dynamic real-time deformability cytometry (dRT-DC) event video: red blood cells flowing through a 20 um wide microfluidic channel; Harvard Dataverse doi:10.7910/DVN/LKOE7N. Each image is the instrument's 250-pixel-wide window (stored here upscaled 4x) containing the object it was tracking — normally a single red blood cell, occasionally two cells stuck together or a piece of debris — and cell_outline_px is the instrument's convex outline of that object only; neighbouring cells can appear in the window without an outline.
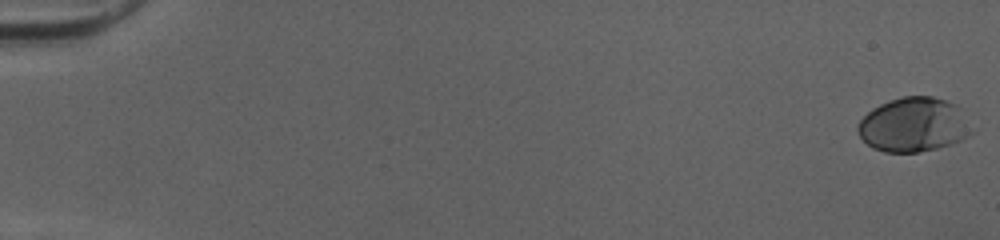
{"species": "human", "species_latin": "Homo sapiens", "temperature_condition": "cold", "stored_images_in_passage": 52, "camera_frame_rate_fps": 3000, "um_per_image_px": 0.085, "donor": {"sex": "female"}, "frame": {"image": 1, "passage_image": 1, "time_ms": 0.0, "image_size_px": [1000, 240], "cell_outline_px": [[976, 132], [952, 144], [920, 152], [884, 152], [872, 148], [860, 136], [856, 128], [860, 120], [872, 108], [880, 104], [904, 96], [932, 96], [956, 104], [960, 108]], "centroid_in_image_um": [77.69, 10.61], "position_along_channel_um": 7.3, "area_um2": 36.18}}
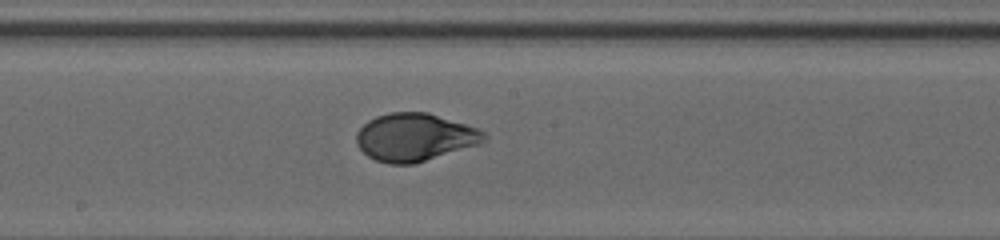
{"frame": {"image": 2, "passage_image": 30, "time_ms": 9.667, "image_size_px": [1000, 240], "cell_outline_px": [[488, 140], [480, 144], [412, 164], [388, 164], [376, 160], [368, 156], [356, 144], [356, 132], [368, 120], [376, 116], [388, 112], [428, 112], [476, 128], [484, 132], [488, 136]], "centroid_in_image_um": [35.24, 11.66], "position_along_channel_um": 213.0, "area_um2": 35.49}}
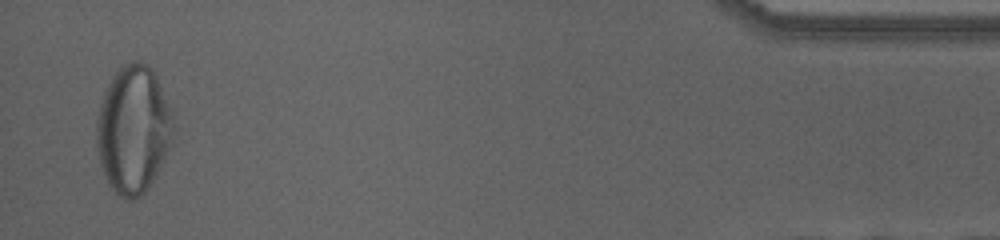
{"frame": {"image": 3, "passage_image": 51, "time_ms": 16.667, "image_size_px": [1000, 240], "cell_outline_px": [[172, 140], [152, 180], [144, 192], [140, 196], [132, 200], [124, 200], [108, 184], [100, 164], [96, 144], [96, 120], [100, 104], [104, 92], [112, 76], [124, 64], [132, 60], [140, 60], [148, 64], [156, 72], [172, 112]], "centroid_in_image_um": [11.3, 10.96], "position_along_channel_um": 423.9, "area_um2": 56.99}, "authors_computed_cell_mechanics": {"area_um2": 35.547, "velocity_mm_per_s": 4.0406, "shape_relaxation_time_tau1_ms": 3.4874, "shape_relaxation_time_tau2_ms": null, "deformation_change_tau1": 0.1822, "deformation_change_tau2": null}}